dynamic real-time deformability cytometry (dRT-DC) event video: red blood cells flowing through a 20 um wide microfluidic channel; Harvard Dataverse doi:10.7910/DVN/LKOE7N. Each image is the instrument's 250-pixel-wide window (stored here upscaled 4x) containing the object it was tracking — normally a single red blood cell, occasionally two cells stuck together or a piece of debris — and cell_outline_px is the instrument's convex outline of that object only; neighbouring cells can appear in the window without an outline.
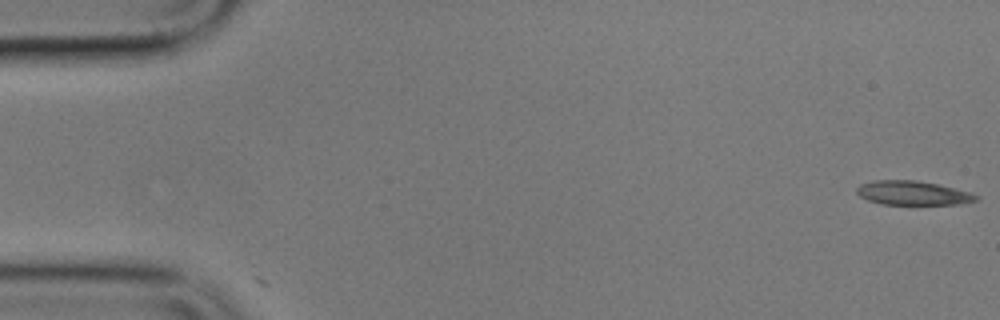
{"species": "common noctule bat (a hibernating species)", "species_latin": "Nyctalus noctula", "temperature_condition": "cold", "stored_images_in_passage": 7, "segment_of_instrument_passage": [2, 2], "camera_frame_rate_fps": 3000, "um_per_image_px": 0.085, "animal": {"sex": "male", "body_mass_g": 17.9}, "frame": {"image": 1, "passage_image": 7, "time_ms": 7.0, "image_size_px": [1000, 320], "cell_outline_px": [[980, 200], [956, 204], [880, 204], [868, 200], [860, 196], [856, 192], [856, 188], [860, 184], [872, 180], [916, 180], [936, 184], [972, 192], [980, 196]], "centroid_in_image_um": [77.59, 16.4], "position_along_channel_um": 7.4, "area_um2": 16.82}}